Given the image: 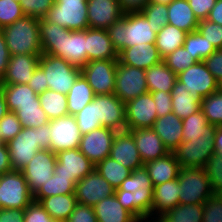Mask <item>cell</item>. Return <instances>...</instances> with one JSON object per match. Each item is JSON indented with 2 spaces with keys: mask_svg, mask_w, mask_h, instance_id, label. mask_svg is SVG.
Here are the masks:
<instances>
[{
  "mask_svg": "<svg viewBox=\"0 0 222 222\" xmlns=\"http://www.w3.org/2000/svg\"><path fill=\"white\" fill-rule=\"evenodd\" d=\"M39 32L43 54L61 57L80 69L87 63L86 29L70 31L39 18Z\"/></svg>",
  "mask_w": 222,
  "mask_h": 222,
  "instance_id": "cell-1",
  "label": "cell"
},
{
  "mask_svg": "<svg viewBox=\"0 0 222 222\" xmlns=\"http://www.w3.org/2000/svg\"><path fill=\"white\" fill-rule=\"evenodd\" d=\"M109 38L118 54L136 44H155L157 33L140 12H125L123 17L107 29Z\"/></svg>",
  "mask_w": 222,
  "mask_h": 222,
  "instance_id": "cell-2",
  "label": "cell"
},
{
  "mask_svg": "<svg viewBox=\"0 0 222 222\" xmlns=\"http://www.w3.org/2000/svg\"><path fill=\"white\" fill-rule=\"evenodd\" d=\"M49 145V123L37 128L23 127L7 143L12 170L21 171L39 150L49 149Z\"/></svg>",
  "mask_w": 222,
  "mask_h": 222,
  "instance_id": "cell-3",
  "label": "cell"
},
{
  "mask_svg": "<svg viewBox=\"0 0 222 222\" xmlns=\"http://www.w3.org/2000/svg\"><path fill=\"white\" fill-rule=\"evenodd\" d=\"M4 35L10 55H42L39 18L24 16L13 24L0 29Z\"/></svg>",
  "mask_w": 222,
  "mask_h": 222,
  "instance_id": "cell-4",
  "label": "cell"
},
{
  "mask_svg": "<svg viewBox=\"0 0 222 222\" xmlns=\"http://www.w3.org/2000/svg\"><path fill=\"white\" fill-rule=\"evenodd\" d=\"M216 126L209 124L198 138L182 141L174 151L181 168H204L214 154V135Z\"/></svg>",
  "mask_w": 222,
  "mask_h": 222,
  "instance_id": "cell-5",
  "label": "cell"
},
{
  "mask_svg": "<svg viewBox=\"0 0 222 222\" xmlns=\"http://www.w3.org/2000/svg\"><path fill=\"white\" fill-rule=\"evenodd\" d=\"M38 66L44 71L48 89L68 94L70 88L81 75V69L65 59L50 54H42Z\"/></svg>",
  "mask_w": 222,
  "mask_h": 222,
  "instance_id": "cell-6",
  "label": "cell"
},
{
  "mask_svg": "<svg viewBox=\"0 0 222 222\" xmlns=\"http://www.w3.org/2000/svg\"><path fill=\"white\" fill-rule=\"evenodd\" d=\"M33 201L34 194L21 171L0 174V209H26Z\"/></svg>",
  "mask_w": 222,
  "mask_h": 222,
  "instance_id": "cell-7",
  "label": "cell"
},
{
  "mask_svg": "<svg viewBox=\"0 0 222 222\" xmlns=\"http://www.w3.org/2000/svg\"><path fill=\"white\" fill-rule=\"evenodd\" d=\"M178 182L180 204H203L214 194L204 168H181Z\"/></svg>",
  "mask_w": 222,
  "mask_h": 222,
  "instance_id": "cell-8",
  "label": "cell"
},
{
  "mask_svg": "<svg viewBox=\"0 0 222 222\" xmlns=\"http://www.w3.org/2000/svg\"><path fill=\"white\" fill-rule=\"evenodd\" d=\"M44 18L70 31L85 30L89 28L87 0H55Z\"/></svg>",
  "mask_w": 222,
  "mask_h": 222,
  "instance_id": "cell-9",
  "label": "cell"
},
{
  "mask_svg": "<svg viewBox=\"0 0 222 222\" xmlns=\"http://www.w3.org/2000/svg\"><path fill=\"white\" fill-rule=\"evenodd\" d=\"M147 92L146 70L124 65L118 61L114 94L123 103H127Z\"/></svg>",
  "mask_w": 222,
  "mask_h": 222,
  "instance_id": "cell-10",
  "label": "cell"
},
{
  "mask_svg": "<svg viewBox=\"0 0 222 222\" xmlns=\"http://www.w3.org/2000/svg\"><path fill=\"white\" fill-rule=\"evenodd\" d=\"M117 63L118 60H94L87 62L81 69V74L95 95L114 93Z\"/></svg>",
  "mask_w": 222,
  "mask_h": 222,
  "instance_id": "cell-11",
  "label": "cell"
},
{
  "mask_svg": "<svg viewBox=\"0 0 222 222\" xmlns=\"http://www.w3.org/2000/svg\"><path fill=\"white\" fill-rule=\"evenodd\" d=\"M177 80L183 83L184 89L199 101L218 90L219 82L207 69L203 61L196 62L178 74Z\"/></svg>",
  "mask_w": 222,
  "mask_h": 222,
  "instance_id": "cell-12",
  "label": "cell"
},
{
  "mask_svg": "<svg viewBox=\"0 0 222 222\" xmlns=\"http://www.w3.org/2000/svg\"><path fill=\"white\" fill-rule=\"evenodd\" d=\"M50 145L49 149L55 154L62 150L79 148L82 134L75 116L67 115L49 121Z\"/></svg>",
  "mask_w": 222,
  "mask_h": 222,
  "instance_id": "cell-13",
  "label": "cell"
},
{
  "mask_svg": "<svg viewBox=\"0 0 222 222\" xmlns=\"http://www.w3.org/2000/svg\"><path fill=\"white\" fill-rule=\"evenodd\" d=\"M56 163V154L50 149H42L23 167L21 172L33 194L54 175Z\"/></svg>",
  "mask_w": 222,
  "mask_h": 222,
  "instance_id": "cell-14",
  "label": "cell"
},
{
  "mask_svg": "<svg viewBox=\"0 0 222 222\" xmlns=\"http://www.w3.org/2000/svg\"><path fill=\"white\" fill-rule=\"evenodd\" d=\"M96 119H99L101 126L109 127L116 131L126 130L125 103L114 93L107 95H95Z\"/></svg>",
  "mask_w": 222,
  "mask_h": 222,
  "instance_id": "cell-15",
  "label": "cell"
},
{
  "mask_svg": "<svg viewBox=\"0 0 222 222\" xmlns=\"http://www.w3.org/2000/svg\"><path fill=\"white\" fill-rule=\"evenodd\" d=\"M116 132L112 128L102 126L83 134L79 143V150L96 165L109 157Z\"/></svg>",
  "mask_w": 222,
  "mask_h": 222,
  "instance_id": "cell-16",
  "label": "cell"
},
{
  "mask_svg": "<svg viewBox=\"0 0 222 222\" xmlns=\"http://www.w3.org/2000/svg\"><path fill=\"white\" fill-rule=\"evenodd\" d=\"M56 156L55 174L70 177L75 184L95 169V164L79 148L59 151Z\"/></svg>",
  "mask_w": 222,
  "mask_h": 222,
  "instance_id": "cell-17",
  "label": "cell"
},
{
  "mask_svg": "<svg viewBox=\"0 0 222 222\" xmlns=\"http://www.w3.org/2000/svg\"><path fill=\"white\" fill-rule=\"evenodd\" d=\"M150 92L125 103L126 130L152 128L158 115Z\"/></svg>",
  "mask_w": 222,
  "mask_h": 222,
  "instance_id": "cell-18",
  "label": "cell"
},
{
  "mask_svg": "<svg viewBox=\"0 0 222 222\" xmlns=\"http://www.w3.org/2000/svg\"><path fill=\"white\" fill-rule=\"evenodd\" d=\"M114 193L115 189L96 169L81 179L75 187L77 203L92 207Z\"/></svg>",
  "mask_w": 222,
  "mask_h": 222,
  "instance_id": "cell-19",
  "label": "cell"
},
{
  "mask_svg": "<svg viewBox=\"0 0 222 222\" xmlns=\"http://www.w3.org/2000/svg\"><path fill=\"white\" fill-rule=\"evenodd\" d=\"M109 157L131 172L144 167L133 135L127 130L116 132Z\"/></svg>",
  "mask_w": 222,
  "mask_h": 222,
  "instance_id": "cell-20",
  "label": "cell"
},
{
  "mask_svg": "<svg viewBox=\"0 0 222 222\" xmlns=\"http://www.w3.org/2000/svg\"><path fill=\"white\" fill-rule=\"evenodd\" d=\"M89 28L107 29L120 20L124 11L118 0H87Z\"/></svg>",
  "mask_w": 222,
  "mask_h": 222,
  "instance_id": "cell-21",
  "label": "cell"
},
{
  "mask_svg": "<svg viewBox=\"0 0 222 222\" xmlns=\"http://www.w3.org/2000/svg\"><path fill=\"white\" fill-rule=\"evenodd\" d=\"M127 131L133 135L143 164L170 153L152 128H139Z\"/></svg>",
  "mask_w": 222,
  "mask_h": 222,
  "instance_id": "cell-22",
  "label": "cell"
},
{
  "mask_svg": "<svg viewBox=\"0 0 222 222\" xmlns=\"http://www.w3.org/2000/svg\"><path fill=\"white\" fill-rule=\"evenodd\" d=\"M40 56L29 54L11 56L0 84H28L34 70L38 67Z\"/></svg>",
  "mask_w": 222,
  "mask_h": 222,
  "instance_id": "cell-23",
  "label": "cell"
},
{
  "mask_svg": "<svg viewBox=\"0 0 222 222\" xmlns=\"http://www.w3.org/2000/svg\"><path fill=\"white\" fill-rule=\"evenodd\" d=\"M87 62L94 60H118L106 29H86Z\"/></svg>",
  "mask_w": 222,
  "mask_h": 222,
  "instance_id": "cell-24",
  "label": "cell"
},
{
  "mask_svg": "<svg viewBox=\"0 0 222 222\" xmlns=\"http://www.w3.org/2000/svg\"><path fill=\"white\" fill-rule=\"evenodd\" d=\"M162 60L156 45L148 43L136 44L133 47L123 49L118 54V61L121 64L145 70Z\"/></svg>",
  "mask_w": 222,
  "mask_h": 222,
  "instance_id": "cell-25",
  "label": "cell"
},
{
  "mask_svg": "<svg viewBox=\"0 0 222 222\" xmlns=\"http://www.w3.org/2000/svg\"><path fill=\"white\" fill-rule=\"evenodd\" d=\"M178 178L154 186L151 218L158 220L169 210L180 204Z\"/></svg>",
  "mask_w": 222,
  "mask_h": 222,
  "instance_id": "cell-26",
  "label": "cell"
},
{
  "mask_svg": "<svg viewBox=\"0 0 222 222\" xmlns=\"http://www.w3.org/2000/svg\"><path fill=\"white\" fill-rule=\"evenodd\" d=\"M152 129L161 138L169 152H174L183 141L182 119L173 112L157 117Z\"/></svg>",
  "mask_w": 222,
  "mask_h": 222,
  "instance_id": "cell-27",
  "label": "cell"
},
{
  "mask_svg": "<svg viewBox=\"0 0 222 222\" xmlns=\"http://www.w3.org/2000/svg\"><path fill=\"white\" fill-rule=\"evenodd\" d=\"M144 167L148 171L153 186L178 178L181 169L174 152H170L156 160L149 161L144 164Z\"/></svg>",
  "mask_w": 222,
  "mask_h": 222,
  "instance_id": "cell-28",
  "label": "cell"
},
{
  "mask_svg": "<svg viewBox=\"0 0 222 222\" xmlns=\"http://www.w3.org/2000/svg\"><path fill=\"white\" fill-rule=\"evenodd\" d=\"M98 222H136L137 219L118 202L115 194L93 206Z\"/></svg>",
  "mask_w": 222,
  "mask_h": 222,
  "instance_id": "cell-29",
  "label": "cell"
},
{
  "mask_svg": "<svg viewBox=\"0 0 222 222\" xmlns=\"http://www.w3.org/2000/svg\"><path fill=\"white\" fill-rule=\"evenodd\" d=\"M168 24L190 33L197 30L199 21L187 0H174L168 5Z\"/></svg>",
  "mask_w": 222,
  "mask_h": 222,
  "instance_id": "cell-30",
  "label": "cell"
},
{
  "mask_svg": "<svg viewBox=\"0 0 222 222\" xmlns=\"http://www.w3.org/2000/svg\"><path fill=\"white\" fill-rule=\"evenodd\" d=\"M176 81L177 75L167 67L163 60L146 69L148 92L164 91L171 93Z\"/></svg>",
  "mask_w": 222,
  "mask_h": 222,
  "instance_id": "cell-31",
  "label": "cell"
},
{
  "mask_svg": "<svg viewBox=\"0 0 222 222\" xmlns=\"http://www.w3.org/2000/svg\"><path fill=\"white\" fill-rule=\"evenodd\" d=\"M8 111L15 112L19 105L36 104L38 94L28 84H0Z\"/></svg>",
  "mask_w": 222,
  "mask_h": 222,
  "instance_id": "cell-32",
  "label": "cell"
},
{
  "mask_svg": "<svg viewBox=\"0 0 222 222\" xmlns=\"http://www.w3.org/2000/svg\"><path fill=\"white\" fill-rule=\"evenodd\" d=\"M172 112L180 119L189 117L201 110V101L194 98L191 93L184 89V84L176 81L172 91Z\"/></svg>",
  "mask_w": 222,
  "mask_h": 222,
  "instance_id": "cell-33",
  "label": "cell"
},
{
  "mask_svg": "<svg viewBox=\"0 0 222 222\" xmlns=\"http://www.w3.org/2000/svg\"><path fill=\"white\" fill-rule=\"evenodd\" d=\"M39 204L49 213L52 219L65 222L77 204L75 193L53 195L42 198Z\"/></svg>",
  "mask_w": 222,
  "mask_h": 222,
  "instance_id": "cell-34",
  "label": "cell"
},
{
  "mask_svg": "<svg viewBox=\"0 0 222 222\" xmlns=\"http://www.w3.org/2000/svg\"><path fill=\"white\" fill-rule=\"evenodd\" d=\"M66 96L69 115L74 116L79 113L87 104L93 101L95 94L92 90V87L81 74L70 88V91Z\"/></svg>",
  "mask_w": 222,
  "mask_h": 222,
  "instance_id": "cell-35",
  "label": "cell"
},
{
  "mask_svg": "<svg viewBox=\"0 0 222 222\" xmlns=\"http://www.w3.org/2000/svg\"><path fill=\"white\" fill-rule=\"evenodd\" d=\"M187 32L167 24L157 32L156 48L162 58L174 52L177 48L183 47Z\"/></svg>",
  "mask_w": 222,
  "mask_h": 222,
  "instance_id": "cell-36",
  "label": "cell"
},
{
  "mask_svg": "<svg viewBox=\"0 0 222 222\" xmlns=\"http://www.w3.org/2000/svg\"><path fill=\"white\" fill-rule=\"evenodd\" d=\"M40 106L47 114L49 120L69 115L66 94L46 90L38 95Z\"/></svg>",
  "mask_w": 222,
  "mask_h": 222,
  "instance_id": "cell-37",
  "label": "cell"
},
{
  "mask_svg": "<svg viewBox=\"0 0 222 222\" xmlns=\"http://www.w3.org/2000/svg\"><path fill=\"white\" fill-rule=\"evenodd\" d=\"M76 184L70 177L54 175L43 184L34 194V201L39 202L42 198L53 195H64L75 193Z\"/></svg>",
  "mask_w": 222,
  "mask_h": 222,
  "instance_id": "cell-38",
  "label": "cell"
},
{
  "mask_svg": "<svg viewBox=\"0 0 222 222\" xmlns=\"http://www.w3.org/2000/svg\"><path fill=\"white\" fill-rule=\"evenodd\" d=\"M203 204H179L162 215L157 222H202Z\"/></svg>",
  "mask_w": 222,
  "mask_h": 222,
  "instance_id": "cell-39",
  "label": "cell"
},
{
  "mask_svg": "<svg viewBox=\"0 0 222 222\" xmlns=\"http://www.w3.org/2000/svg\"><path fill=\"white\" fill-rule=\"evenodd\" d=\"M97 172L105 178L116 190L121 183L130 175L131 171L116 162L110 157H106L103 161L95 165Z\"/></svg>",
  "mask_w": 222,
  "mask_h": 222,
  "instance_id": "cell-40",
  "label": "cell"
},
{
  "mask_svg": "<svg viewBox=\"0 0 222 222\" xmlns=\"http://www.w3.org/2000/svg\"><path fill=\"white\" fill-rule=\"evenodd\" d=\"M183 47L196 62H201L217 49L198 30L187 33Z\"/></svg>",
  "mask_w": 222,
  "mask_h": 222,
  "instance_id": "cell-41",
  "label": "cell"
},
{
  "mask_svg": "<svg viewBox=\"0 0 222 222\" xmlns=\"http://www.w3.org/2000/svg\"><path fill=\"white\" fill-rule=\"evenodd\" d=\"M15 113L23 127L37 128L50 121L40 106V100H36V104L19 105Z\"/></svg>",
  "mask_w": 222,
  "mask_h": 222,
  "instance_id": "cell-42",
  "label": "cell"
},
{
  "mask_svg": "<svg viewBox=\"0 0 222 222\" xmlns=\"http://www.w3.org/2000/svg\"><path fill=\"white\" fill-rule=\"evenodd\" d=\"M201 110L208 123L215 126L222 125V93L218 90L201 100Z\"/></svg>",
  "mask_w": 222,
  "mask_h": 222,
  "instance_id": "cell-43",
  "label": "cell"
},
{
  "mask_svg": "<svg viewBox=\"0 0 222 222\" xmlns=\"http://www.w3.org/2000/svg\"><path fill=\"white\" fill-rule=\"evenodd\" d=\"M207 125H209V123L202 110L182 119L183 141H188L202 136Z\"/></svg>",
  "mask_w": 222,
  "mask_h": 222,
  "instance_id": "cell-44",
  "label": "cell"
},
{
  "mask_svg": "<svg viewBox=\"0 0 222 222\" xmlns=\"http://www.w3.org/2000/svg\"><path fill=\"white\" fill-rule=\"evenodd\" d=\"M139 188L141 190H153L154 188L145 167L133 170L119 187L120 190L128 192H135Z\"/></svg>",
  "mask_w": 222,
  "mask_h": 222,
  "instance_id": "cell-45",
  "label": "cell"
},
{
  "mask_svg": "<svg viewBox=\"0 0 222 222\" xmlns=\"http://www.w3.org/2000/svg\"><path fill=\"white\" fill-rule=\"evenodd\" d=\"M157 33L168 24V5L148 2L140 11Z\"/></svg>",
  "mask_w": 222,
  "mask_h": 222,
  "instance_id": "cell-46",
  "label": "cell"
},
{
  "mask_svg": "<svg viewBox=\"0 0 222 222\" xmlns=\"http://www.w3.org/2000/svg\"><path fill=\"white\" fill-rule=\"evenodd\" d=\"M163 61L176 75L196 63L184 47L177 48L174 52L164 57Z\"/></svg>",
  "mask_w": 222,
  "mask_h": 222,
  "instance_id": "cell-47",
  "label": "cell"
},
{
  "mask_svg": "<svg viewBox=\"0 0 222 222\" xmlns=\"http://www.w3.org/2000/svg\"><path fill=\"white\" fill-rule=\"evenodd\" d=\"M74 116L82 135L102 127L99 119H96L95 103L93 101Z\"/></svg>",
  "mask_w": 222,
  "mask_h": 222,
  "instance_id": "cell-48",
  "label": "cell"
},
{
  "mask_svg": "<svg viewBox=\"0 0 222 222\" xmlns=\"http://www.w3.org/2000/svg\"><path fill=\"white\" fill-rule=\"evenodd\" d=\"M213 193L222 194V156L213 154L204 167Z\"/></svg>",
  "mask_w": 222,
  "mask_h": 222,
  "instance_id": "cell-49",
  "label": "cell"
},
{
  "mask_svg": "<svg viewBox=\"0 0 222 222\" xmlns=\"http://www.w3.org/2000/svg\"><path fill=\"white\" fill-rule=\"evenodd\" d=\"M22 128L23 126L17 114L8 111L7 114L0 119V141L2 143H8L21 132Z\"/></svg>",
  "mask_w": 222,
  "mask_h": 222,
  "instance_id": "cell-50",
  "label": "cell"
},
{
  "mask_svg": "<svg viewBox=\"0 0 222 222\" xmlns=\"http://www.w3.org/2000/svg\"><path fill=\"white\" fill-rule=\"evenodd\" d=\"M24 16L20 3L13 0H0V29Z\"/></svg>",
  "mask_w": 222,
  "mask_h": 222,
  "instance_id": "cell-51",
  "label": "cell"
},
{
  "mask_svg": "<svg viewBox=\"0 0 222 222\" xmlns=\"http://www.w3.org/2000/svg\"><path fill=\"white\" fill-rule=\"evenodd\" d=\"M135 196V218L142 220L151 218V209L153 202V190H141L134 192Z\"/></svg>",
  "mask_w": 222,
  "mask_h": 222,
  "instance_id": "cell-52",
  "label": "cell"
},
{
  "mask_svg": "<svg viewBox=\"0 0 222 222\" xmlns=\"http://www.w3.org/2000/svg\"><path fill=\"white\" fill-rule=\"evenodd\" d=\"M202 222H222V194L214 193L203 203Z\"/></svg>",
  "mask_w": 222,
  "mask_h": 222,
  "instance_id": "cell-53",
  "label": "cell"
},
{
  "mask_svg": "<svg viewBox=\"0 0 222 222\" xmlns=\"http://www.w3.org/2000/svg\"><path fill=\"white\" fill-rule=\"evenodd\" d=\"M197 30L216 49H222V25L208 20H201L199 21Z\"/></svg>",
  "mask_w": 222,
  "mask_h": 222,
  "instance_id": "cell-54",
  "label": "cell"
},
{
  "mask_svg": "<svg viewBox=\"0 0 222 222\" xmlns=\"http://www.w3.org/2000/svg\"><path fill=\"white\" fill-rule=\"evenodd\" d=\"M55 0H22L20 3L25 16L44 18Z\"/></svg>",
  "mask_w": 222,
  "mask_h": 222,
  "instance_id": "cell-55",
  "label": "cell"
},
{
  "mask_svg": "<svg viewBox=\"0 0 222 222\" xmlns=\"http://www.w3.org/2000/svg\"><path fill=\"white\" fill-rule=\"evenodd\" d=\"M24 222H60L51 218L49 213L39 204L33 201L26 209Z\"/></svg>",
  "mask_w": 222,
  "mask_h": 222,
  "instance_id": "cell-56",
  "label": "cell"
},
{
  "mask_svg": "<svg viewBox=\"0 0 222 222\" xmlns=\"http://www.w3.org/2000/svg\"><path fill=\"white\" fill-rule=\"evenodd\" d=\"M65 222H98L92 206L77 203Z\"/></svg>",
  "mask_w": 222,
  "mask_h": 222,
  "instance_id": "cell-57",
  "label": "cell"
},
{
  "mask_svg": "<svg viewBox=\"0 0 222 222\" xmlns=\"http://www.w3.org/2000/svg\"><path fill=\"white\" fill-rule=\"evenodd\" d=\"M155 102L158 117L165 116L172 112V96L171 93L164 91L150 92Z\"/></svg>",
  "mask_w": 222,
  "mask_h": 222,
  "instance_id": "cell-58",
  "label": "cell"
},
{
  "mask_svg": "<svg viewBox=\"0 0 222 222\" xmlns=\"http://www.w3.org/2000/svg\"><path fill=\"white\" fill-rule=\"evenodd\" d=\"M198 21L206 20L217 0H187Z\"/></svg>",
  "mask_w": 222,
  "mask_h": 222,
  "instance_id": "cell-59",
  "label": "cell"
},
{
  "mask_svg": "<svg viewBox=\"0 0 222 222\" xmlns=\"http://www.w3.org/2000/svg\"><path fill=\"white\" fill-rule=\"evenodd\" d=\"M207 69L212 73L215 79L222 80V49H217L209 57L203 60Z\"/></svg>",
  "mask_w": 222,
  "mask_h": 222,
  "instance_id": "cell-60",
  "label": "cell"
},
{
  "mask_svg": "<svg viewBox=\"0 0 222 222\" xmlns=\"http://www.w3.org/2000/svg\"><path fill=\"white\" fill-rule=\"evenodd\" d=\"M28 85L39 95L48 90V83L44 71L38 66L28 82Z\"/></svg>",
  "mask_w": 222,
  "mask_h": 222,
  "instance_id": "cell-61",
  "label": "cell"
},
{
  "mask_svg": "<svg viewBox=\"0 0 222 222\" xmlns=\"http://www.w3.org/2000/svg\"><path fill=\"white\" fill-rule=\"evenodd\" d=\"M115 196L124 209L129 211L135 217V196L134 192L122 191L119 188L115 190Z\"/></svg>",
  "mask_w": 222,
  "mask_h": 222,
  "instance_id": "cell-62",
  "label": "cell"
},
{
  "mask_svg": "<svg viewBox=\"0 0 222 222\" xmlns=\"http://www.w3.org/2000/svg\"><path fill=\"white\" fill-rule=\"evenodd\" d=\"M25 209H0V222H24Z\"/></svg>",
  "mask_w": 222,
  "mask_h": 222,
  "instance_id": "cell-63",
  "label": "cell"
},
{
  "mask_svg": "<svg viewBox=\"0 0 222 222\" xmlns=\"http://www.w3.org/2000/svg\"><path fill=\"white\" fill-rule=\"evenodd\" d=\"M10 52L3 33L0 30V80L3 78L10 60Z\"/></svg>",
  "mask_w": 222,
  "mask_h": 222,
  "instance_id": "cell-64",
  "label": "cell"
},
{
  "mask_svg": "<svg viewBox=\"0 0 222 222\" xmlns=\"http://www.w3.org/2000/svg\"><path fill=\"white\" fill-rule=\"evenodd\" d=\"M12 171L7 143L0 141V174Z\"/></svg>",
  "mask_w": 222,
  "mask_h": 222,
  "instance_id": "cell-65",
  "label": "cell"
},
{
  "mask_svg": "<svg viewBox=\"0 0 222 222\" xmlns=\"http://www.w3.org/2000/svg\"><path fill=\"white\" fill-rule=\"evenodd\" d=\"M124 12L141 11L149 0H118Z\"/></svg>",
  "mask_w": 222,
  "mask_h": 222,
  "instance_id": "cell-66",
  "label": "cell"
},
{
  "mask_svg": "<svg viewBox=\"0 0 222 222\" xmlns=\"http://www.w3.org/2000/svg\"><path fill=\"white\" fill-rule=\"evenodd\" d=\"M206 20L222 25V0L216 1Z\"/></svg>",
  "mask_w": 222,
  "mask_h": 222,
  "instance_id": "cell-67",
  "label": "cell"
},
{
  "mask_svg": "<svg viewBox=\"0 0 222 222\" xmlns=\"http://www.w3.org/2000/svg\"><path fill=\"white\" fill-rule=\"evenodd\" d=\"M214 153L222 156V125L216 126L214 135Z\"/></svg>",
  "mask_w": 222,
  "mask_h": 222,
  "instance_id": "cell-68",
  "label": "cell"
},
{
  "mask_svg": "<svg viewBox=\"0 0 222 222\" xmlns=\"http://www.w3.org/2000/svg\"><path fill=\"white\" fill-rule=\"evenodd\" d=\"M8 112L7 104L3 95V90L0 85V119Z\"/></svg>",
  "mask_w": 222,
  "mask_h": 222,
  "instance_id": "cell-69",
  "label": "cell"
},
{
  "mask_svg": "<svg viewBox=\"0 0 222 222\" xmlns=\"http://www.w3.org/2000/svg\"><path fill=\"white\" fill-rule=\"evenodd\" d=\"M174 0H149V2L157 3V4H166L169 5Z\"/></svg>",
  "mask_w": 222,
  "mask_h": 222,
  "instance_id": "cell-70",
  "label": "cell"
},
{
  "mask_svg": "<svg viewBox=\"0 0 222 222\" xmlns=\"http://www.w3.org/2000/svg\"><path fill=\"white\" fill-rule=\"evenodd\" d=\"M136 222H157V220L152 219V218H146V219H142V220H137Z\"/></svg>",
  "mask_w": 222,
  "mask_h": 222,
  "instance_id": "cell-71",
  "label": "cell"
},
{
  "mask_svg": "<svg viewBox=\"0 0 222 222\" xmlns=\"http://www.w3.org/2000/svg\"><path fill=\"white\" fill-rule=\"evenodd\" d=\"M218 91L222 93V80L218 83Z\"/></svg>",
  "mask_w": 222,
  "mask_h": 222,
  "instance_id": "cell-72",
  "label": "cell"
},
{
  "mask_svg": "<svg viewBox=\"0 0 222 222\" xmlns=\"http://www.w3.org/2000/svg\"><path fill=\"white\" fill-rule=\"evenodd\" d=\"M13 1L18 2V3H21V2H22V0H13Z\"/></svg>",
  "mask_w": 222,
  "mask_h": 222,
  "instance_id": "cell-73",
  "label": "cell"
}]
</instances>
